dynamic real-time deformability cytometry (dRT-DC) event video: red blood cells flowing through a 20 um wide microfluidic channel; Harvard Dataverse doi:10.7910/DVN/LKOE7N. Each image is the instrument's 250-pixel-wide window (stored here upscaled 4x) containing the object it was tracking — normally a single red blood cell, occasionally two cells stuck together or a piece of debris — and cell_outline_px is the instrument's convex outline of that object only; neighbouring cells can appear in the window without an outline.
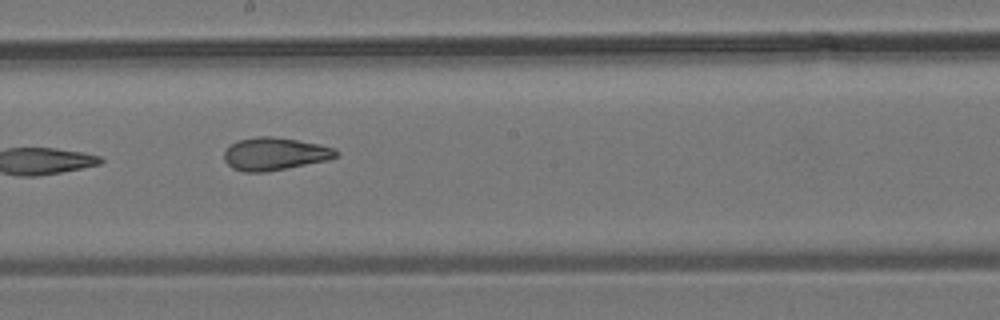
{"species": "common noctule bat (a hibernating species)", "species_latin": "Nyctalus noctula", "temperature_condition": "room temperature", "stored_images_in_passage": 12, "camera_frame_rate_fps": 3000, "um_per_image_px": 0.085, "animal": {"sex": "male", "body_mass_g": 19.2, "forearm_length_mm": 51.8}, "frame": {"image": 1, "passage_image": 6, "time_ms": 7.667, "image_size_px": [1000, 320], "cell_outline_px": [[340, 156], [328, 160], [264, 172], [244, 172], [232, 168], [224, 160], [224, 152], [232, 144], [240, 140], [256, 136], [272, 136], [320, 144], [336, 148], [340, 152]], "centroid_in_image_um": [23.4, 13.08], "position_along_channel_um": 224.8, "area_um2": 21.33}}
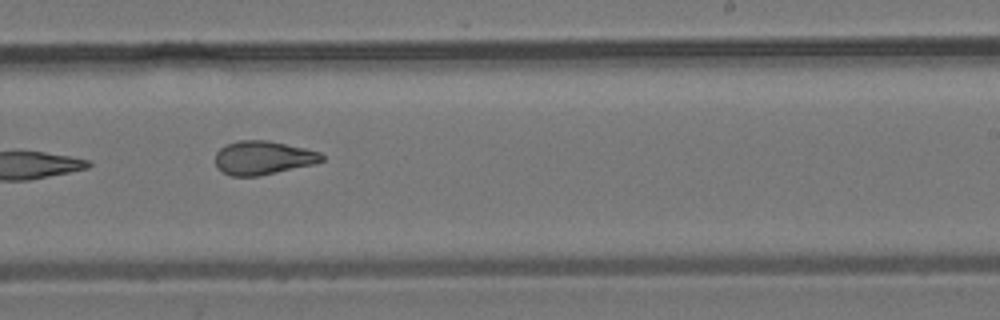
{"frame": {"image": 2, "passage_image": 7, "time_ms": 8.667, "image_size_px": [1000, 320], "cell_outline_px": [[324, 160], [316, 164], [260, 176], [232, 176], [216, 168], [216, 152], [220, 148], [236, 140], [268, 140], [304, 148], [320, 152], [324, 156]], "centroid_in_image_um": [22.38, 13.41], "position_along_channel_um": 266.6, "area_um2": 21.04}}
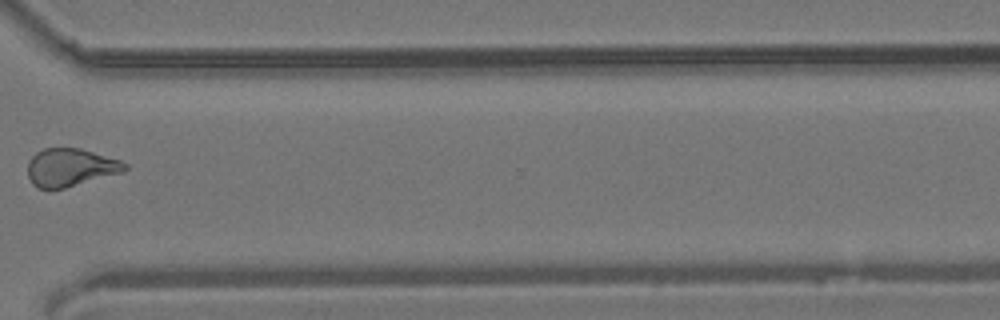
{"frame": {"image": 3, "passage_image": 9, "time_ms": 11.0, "image_size_px": [1000, 320], "cell_outline_px": [[128, 168], [124, 172], [64, 188], [40, 188], [32, 184], [28, 176], [28, 160], [36, 152], [44, 148], [80, 148], [120, 160], [128, 164]], "centroid_in_image_um": [6.0, 14.22], "position_along_channel_um": 364.6, "area_um2": 21.44}}